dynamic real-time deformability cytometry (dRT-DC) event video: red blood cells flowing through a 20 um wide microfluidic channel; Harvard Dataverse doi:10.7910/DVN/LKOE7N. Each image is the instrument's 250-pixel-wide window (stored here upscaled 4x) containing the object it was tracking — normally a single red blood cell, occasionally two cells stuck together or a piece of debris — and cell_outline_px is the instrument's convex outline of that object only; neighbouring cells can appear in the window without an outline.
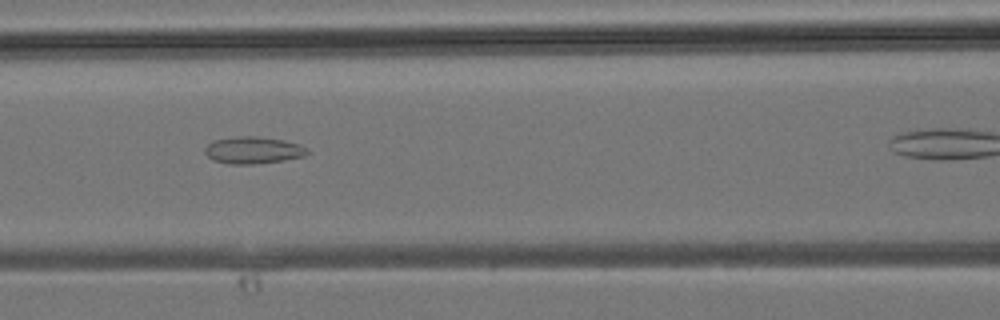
{"species": "common noctule bat (a hibernating species)", "species_latin": "Nyctalus noctula", "temperature_condition": "room temperature", "stored_images_in_passage": 25, "camera_frame_rate_fps": 3000, "um_per_image_px": 0.085, "animal": {"sex": "male", "body_mass_g": 19.2, "forearm_length_mm": 51.8}, "frame": {"image": 1, "passage_image": 11, "time_ms": 3.333, "image_size_px": [1000, 320], "cell_outline_px": [[308, 152], [304, 156], [280, 160], [252, 164], [228, 164], [212, 160], [204, 152], [204, 148], [212, 140], [240, 136], [256, 136], [284, 140], [300, 144], [308, 148]], "centroid_in_image_um": [21.48, 12.76], "position_along_channel_um": 145.1, "area_um2": 16.07}}
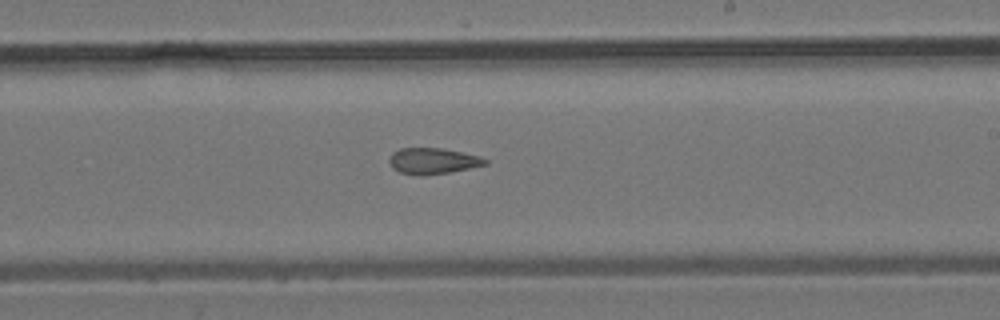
{"frame": {"image": 2, "passage_image": 17, "time_ms": 5.333, "image_size_px": [1000, 320], "cell_outline_px": [[488, 164], [452, 172], [420, 176], [400, 172], [392, 168], [388, 160], [388, 156], [392, 152], [400, 148], [444, 148], [480, 156], [488, 160]], "centroid_in_image_um": [36.78, 13.68], "position_along_channel_um": 252.2, "area_um2": 14.8}}
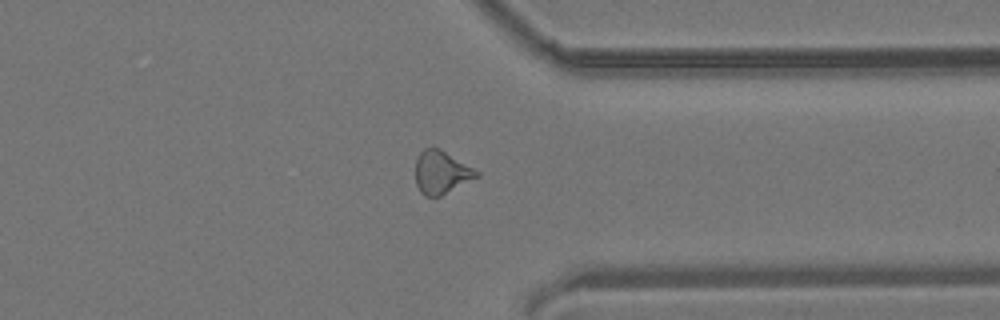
{"frame": {"image": 3, "passage_image": 24, "time_ms": 7.667, "image_size_px": [1000, 320], "cell_outline_px": [[480, 176], [440, 196], [424, 196], [420, 192], [416, 184], [416, 160], [420, 152], [424, 148], [432, 144], [440, 148], [480, 172]], "centroid_in_image_um": [37.5, 14.62], "position_along_channel_um": 373.9, "area_um2": 15.49}}